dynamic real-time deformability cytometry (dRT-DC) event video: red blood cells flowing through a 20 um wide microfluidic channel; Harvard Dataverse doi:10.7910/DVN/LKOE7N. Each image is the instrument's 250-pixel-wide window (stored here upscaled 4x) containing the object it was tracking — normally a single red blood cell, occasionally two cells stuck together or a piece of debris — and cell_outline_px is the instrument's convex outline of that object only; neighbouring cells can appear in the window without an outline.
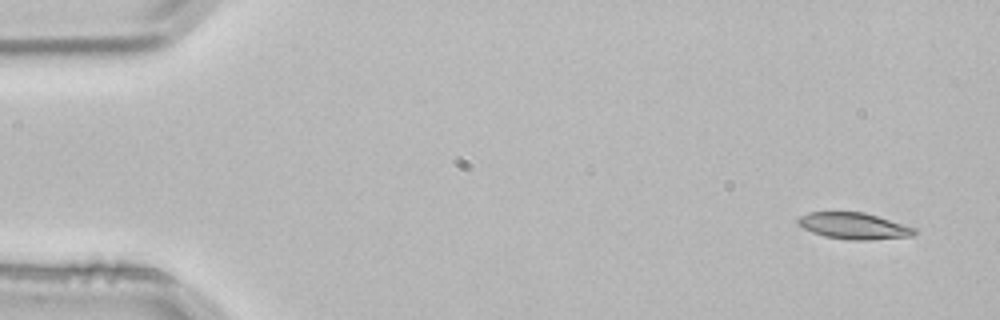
{"species": "common noctule bat (a hibernating species)", "species_latin": "Nyctalus noctula", "temperature_condition": "room temperature", "stored_images_in_passage": 4, "segment_of_instrument_passage": [1, 2], "camera_frame_rate_fps": 3000, "um_per_image_px": 0.085, "animal": {"sex": "male", "body_mass_g": 21.5, "forearm_length_mm": 52.0}, "frame": {"image": 1, "passage_image": 1, "time_ms": 0.0, "image_size_px": [1000, 320], "cell_outline_px": [[916, 232], [912, 236], [872, 240], [852, 240], [824, 236], [812, 232], [804, 228], [796, 220], [800, 216], [808, 212], [864, 212], [916, 228]], "centroid_in_image_um": [72.58, 19.2], "position_along_channel_um": 12.4, "area_um2": 17.8}}
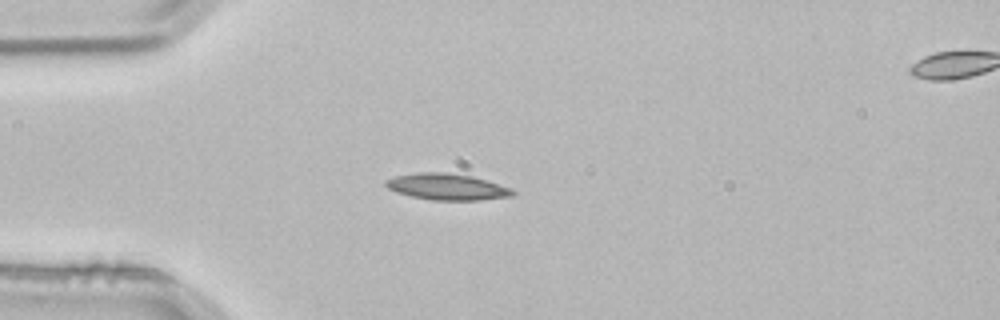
{"frame": {"image": 2, "passage_image": 3, "time_ms": 0.667, "image_size_px": [1000, 320], "cell_outline_px": [[516, 192], [512, 196], [480, 200], [432, 200], [412, 196], [396, 192], [388, 188], [384, 184], [384, 180], [396, 176], [420, 172], [448, 172], [472, 176], [512, 188]], "centroid_in_image_um": [38.0, 15.87], "position_along_channel_um": 47.0, "area_um2": 19.48}}